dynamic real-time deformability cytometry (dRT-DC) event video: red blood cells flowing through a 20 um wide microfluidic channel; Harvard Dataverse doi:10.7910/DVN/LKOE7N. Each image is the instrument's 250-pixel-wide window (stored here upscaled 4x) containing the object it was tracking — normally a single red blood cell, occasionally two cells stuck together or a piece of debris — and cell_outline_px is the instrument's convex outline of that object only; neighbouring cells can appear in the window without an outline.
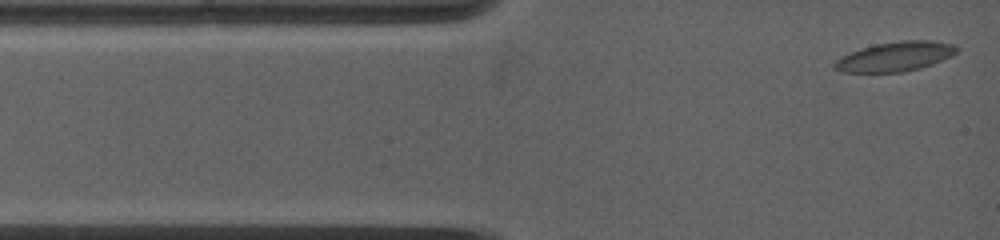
{"species": "common noctule bat (a hibernating species)", "species_latin": "Nyctalus noctula", "temperature_condition": "warm", "stored_images_in_passage": 39, "camera_frame_rate_fps": 5000, "um_per_image_px": 0.085, "animal": {"sex": "female", "body_mass_g": 19.0, "forearm_length_mm": 53.3}, "frame": {"image": 1, "passage_image": 1, "time_ms": 0.0, "image_size_px": [1000, 240], "cell_outline_px": [[960, 48], [952, 56], [932, 64], [920, 68], [904, 72], [840, 72], [832, 68], [832, 64], [836, 60], [852, 52], [876, 44], [900, 40], [932, 40], [956, 44]], "centroid_in_image_um": [76.14, 4.8], "position_along_channel_um": 8.9, "area_um2": 21.1}}
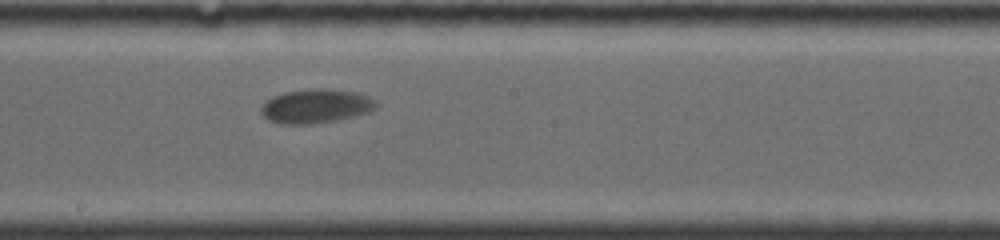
{"frame": {"image": 2, "passage_image": 23, "time_ms": 7.0, "image_size_px": [1000, 240], "cell_outline_px": [[376, 104], [368, 112], [336, 120], [308, 124], [284, 124], [268, 120], [260, 112], [260, 108], [272, 96], [284, 92], [320, 88], [324, 88], [356, 92], [368, 96]], "centroid_in_image_um": [26.79, 9.02], "position_along_channel_um": 221.4, "area_um2": 22.37}}
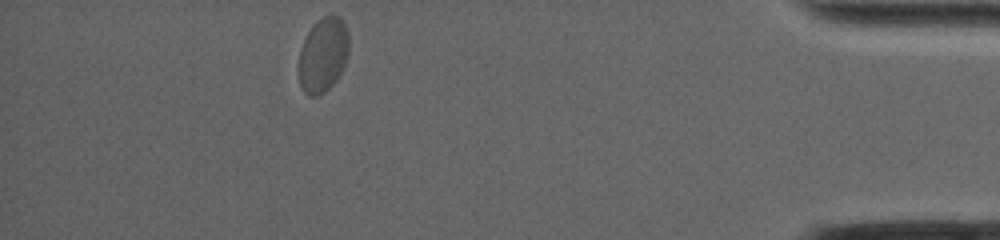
{"frame": {"image": 3, "passage_image": 39, "time_ms": 13.8, "image_size_px": [1000, 240], "cell_outline_px": [[348, 56], [336, 80], [324, 92], [316, 96], [308, 96], [300, 88], [300, 48], [312, 24], [316, 20], [324, 16], [340, 16], [344, 20], [348, 32]], "centroid_in_image_um": [27.47, 4.64], "position_along_channel_um": 407.7, "area_um2": 21.73}, "authors_computed_cell_mechanics": {"area_um2": 21.097, "velocity_mm_per_s": 3.6698, "shape_relaxation_time_tau1_ms": 2.3109, "shape_relaxation_time_tau2_ms": null, "deformation_change_tau1": 0.0592, "deformation_change_tau2": null}}